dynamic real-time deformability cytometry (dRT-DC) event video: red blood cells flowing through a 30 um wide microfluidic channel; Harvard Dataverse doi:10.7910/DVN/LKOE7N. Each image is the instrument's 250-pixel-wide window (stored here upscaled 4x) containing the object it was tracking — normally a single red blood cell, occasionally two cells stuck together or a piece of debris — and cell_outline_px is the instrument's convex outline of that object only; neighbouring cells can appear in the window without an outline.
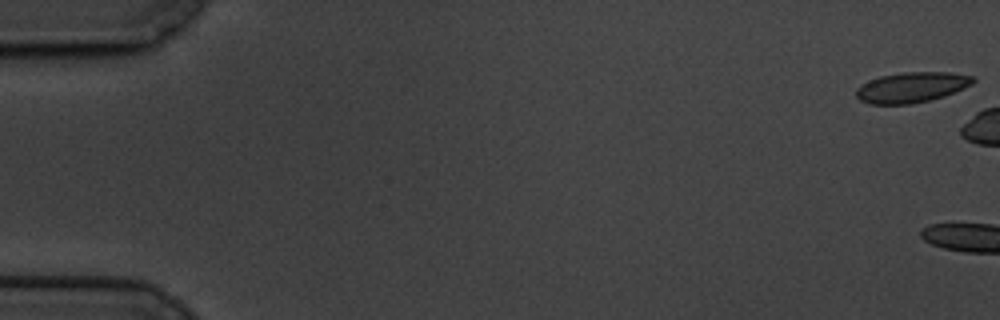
{"species": "common noctule bat (a hibernating species)", "species_latin": "Nyctalus noctula", "temperature_condition": "cold", "stored_images_in_passage": 6, "camera_frame_rate_fps": 3000, "um_per_image_px": 0.085, "animal": {"sex": "male", "body_mass_g": 19.5, "forearm_length_mm": 54.6}, "frame": {"image": 1, "passage_image": 1, "time_ms": 0.0, "image_size_px": [1000, 320], "cell_outline_px": [[976, 80], [972, 84], [944, 96], [912, 104], [868, 104], [860, 100], [856, 96], [856, 88], [860, 84], [880, 76], [904, 72], [948, 72], [976, 76]], "centroid_in_image_um": [77.48, 7.42], "position_along_channel_um": 7.5, "area_um2": 20.75}}